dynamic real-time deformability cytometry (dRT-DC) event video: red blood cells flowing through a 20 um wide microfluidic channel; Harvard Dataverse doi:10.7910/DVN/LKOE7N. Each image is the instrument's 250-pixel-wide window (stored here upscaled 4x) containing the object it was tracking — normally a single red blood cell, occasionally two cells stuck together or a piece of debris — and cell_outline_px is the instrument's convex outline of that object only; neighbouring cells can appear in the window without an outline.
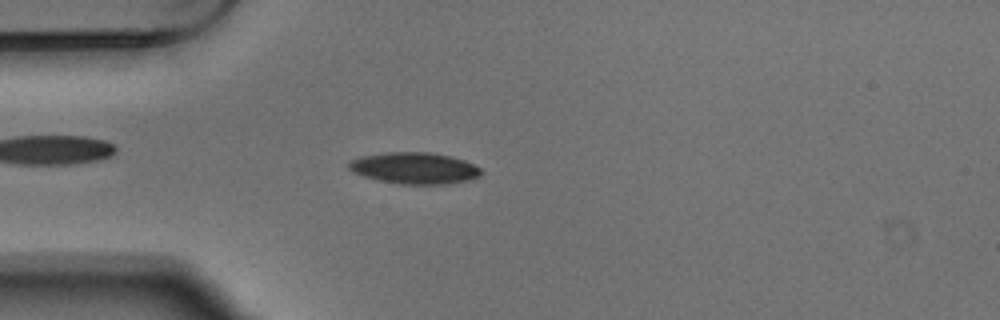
{"species": "Egyptian fruit bat (a non-hibernating species)", "species_latin": "Rousettus aegyptiacus", "temperature_condition": "warm", "stored_images_in_passage": 3, "camera_frame_rate_fps": 3000, "um_per_image_px": 0.085, "animal": {"sex": "male"}, "frame": {"image": 1, "passage_image": 2, "time_ms": 0.333, "image_size_px": [1000, 320], "cell_outline_px": [[480, 176], [468, 180], [448, 184], [400, 184], [380, 180], [364, 176], [352, 172], [348, 168], [348, 164], [352, 160], [360, 156], [388, 152], [428, 152], [452, 156], [464, 160], [480, 168]], "centroid_in_image_um": [35.22, 14.29], "position_along_channel_um": 49.8, "area_um2": 24.16}}